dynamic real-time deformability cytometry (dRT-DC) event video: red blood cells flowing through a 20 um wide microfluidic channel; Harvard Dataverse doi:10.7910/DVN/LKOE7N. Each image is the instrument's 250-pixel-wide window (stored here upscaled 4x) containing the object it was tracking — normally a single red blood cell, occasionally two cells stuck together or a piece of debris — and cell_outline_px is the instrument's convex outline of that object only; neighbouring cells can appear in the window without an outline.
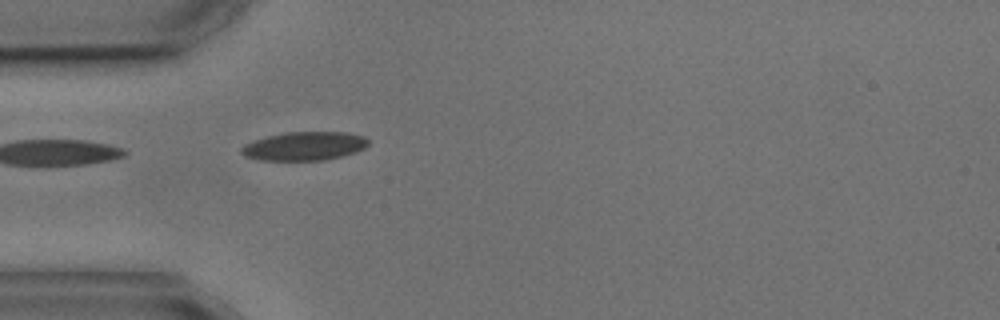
{"species": "common noctule bat (a hibernating species)", "species_latin": "Nyctalus noctula", "temperature_condition": "cold", "stored_images_in_passage": 2, "camera_frame_rate_fps": 3000, "um_per_image_px": 0.085, "animal": {"sex": "male", "body_mass_g": 17.9, "forearm_length_mm": 54.2}, "frame": {"image": 1, "passage_image": 2, "time_ms": 1.0, "image_size_px": [1000, 320], "cell_outline_px": [[368, 144], [364, 148], [356, 152], [344, 156], [324, 160], [256, 160], [244, 156], [240, 152], [240, 148], [244, 144], [252, 140], [284, 132], [344, 132], [364, 136], [368, 140]], "centroid_in_image_um": [25.83, 12.42], "position_along_channel_um": 59.2, "area_um2": 21.39}}